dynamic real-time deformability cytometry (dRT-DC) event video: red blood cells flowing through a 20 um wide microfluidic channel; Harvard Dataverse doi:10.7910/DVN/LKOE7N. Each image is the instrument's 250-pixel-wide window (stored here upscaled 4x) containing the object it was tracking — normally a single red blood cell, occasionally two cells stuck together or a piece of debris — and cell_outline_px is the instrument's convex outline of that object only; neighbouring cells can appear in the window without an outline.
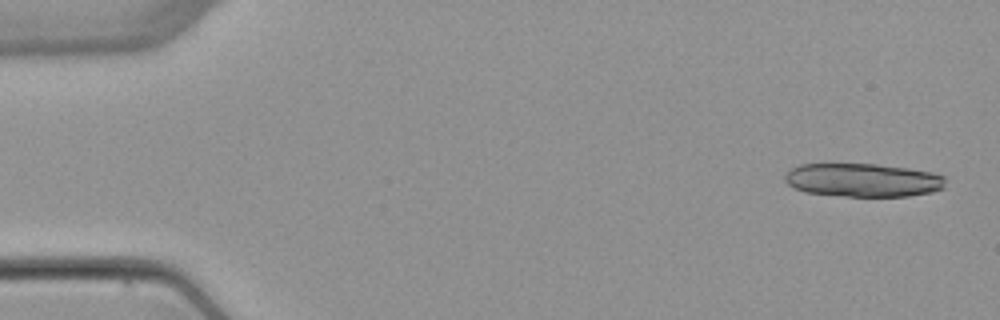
{"species": "common noctule bat (a hibernating species)", "species_latin": "Nyctalus noctula", "temperature_condition": "warm", "stored_images_in_passage": 3, "camera_frame_rate_fps": 3000, "um_per_image_px": 0.085, "animal": {"sex": "female", "body_mass_g": 22.7, "forearm_length_mm": 54.2}, "frame": {"image": 1, "passage_image": 1, "time_ms": 0.0, "image_size_px": [1000, 320], "cell_outline_px": [[944, 188], [932, 192], [908, 196], [844, 196], [804, 192], [788, 184], [784, 180], [784, 176], [792, 168], [800, 164], [876, 164], [908, 168], [932, 172], [944, 176]], "centroid_in_image_um": [73.35, 15.31], "position_along_channel_um": 11.6, "area_um2": 31.27}}